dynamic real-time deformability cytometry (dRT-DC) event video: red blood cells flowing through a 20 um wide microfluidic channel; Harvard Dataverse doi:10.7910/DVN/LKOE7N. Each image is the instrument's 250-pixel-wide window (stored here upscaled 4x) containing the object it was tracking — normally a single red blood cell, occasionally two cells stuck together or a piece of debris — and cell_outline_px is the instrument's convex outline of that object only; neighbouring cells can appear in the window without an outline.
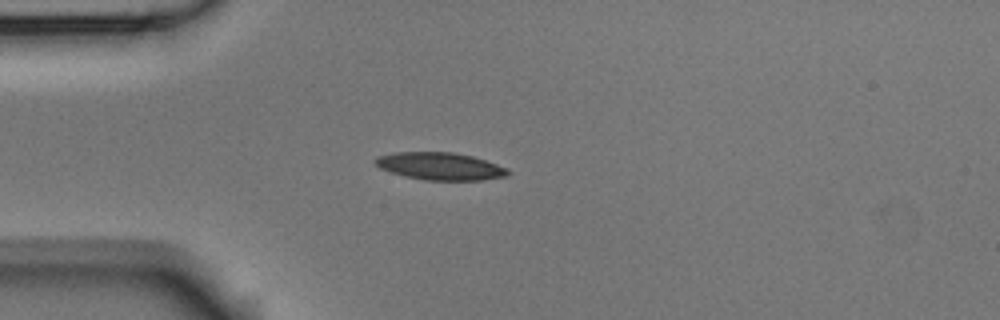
{"species": "Egyptian fruit bat (a non-hibernating species)", "species_latin": "Rousettus aegyptiacus", "temperature_condition": "room temperature", "stored_images_in_passage": 4, "camera_frame_rate_fps": 3000, "um_per_image_px": 0.085, "animal": {"sex": "male"}, "frame": {"image": 1, "passage_image": 3, "time_ms": 0.667, "image_size_px": [1000, 320], "cell_outline_px": [[512, 172], [508, 176], [480, 180], [428, 180], [404, 176], [380, 168], [372, 160], [376, 156], [396, 152], [452, 152], [472, 156], [508, 168]], "centroid_in_image_um": [37.42, 14.12], "position_along_channel_um": 47.6, "area_um2": 21.21}}